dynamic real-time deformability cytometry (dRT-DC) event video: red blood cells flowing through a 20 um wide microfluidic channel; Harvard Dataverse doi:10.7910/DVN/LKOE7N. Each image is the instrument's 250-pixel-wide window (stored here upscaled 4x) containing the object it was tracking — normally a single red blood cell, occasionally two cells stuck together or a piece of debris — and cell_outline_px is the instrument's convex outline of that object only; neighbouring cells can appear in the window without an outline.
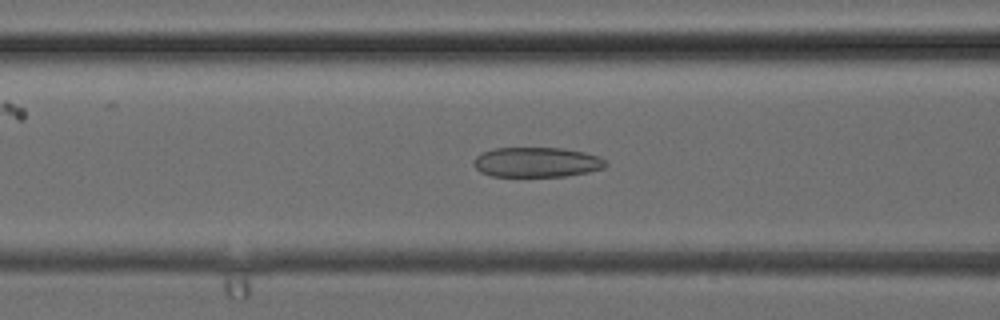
{"species": "common noctule bat (a hibernating species)", "species_latin": "Nyctalus noctula", "temperature_condition": "cold", "stored_images_in_passage": 28, "camera_frame_rate_fps": 3000, "um_per_image_px": 0.085, "animal": {"sex": "female", "body_mass_g": 24.6, "forearm_length_mm": 56.2}, "frame": {"image": 1, "passage_image": 12, "time_ms": 3.667, "image_size_px": [1000, 320], "cell_outline_px": [[608, 164], [604, 168], [588, 172], [564, 176], [492, 176], [480, 172], [472, 164], [476, 156], [492, 148], [564, 148], [584, 152], [596, 156], [604, 160]], "centroid_in_image_um": [45.6, 13.78], "position_along_channel_um": 121.0, "area_um2": 22.95}}